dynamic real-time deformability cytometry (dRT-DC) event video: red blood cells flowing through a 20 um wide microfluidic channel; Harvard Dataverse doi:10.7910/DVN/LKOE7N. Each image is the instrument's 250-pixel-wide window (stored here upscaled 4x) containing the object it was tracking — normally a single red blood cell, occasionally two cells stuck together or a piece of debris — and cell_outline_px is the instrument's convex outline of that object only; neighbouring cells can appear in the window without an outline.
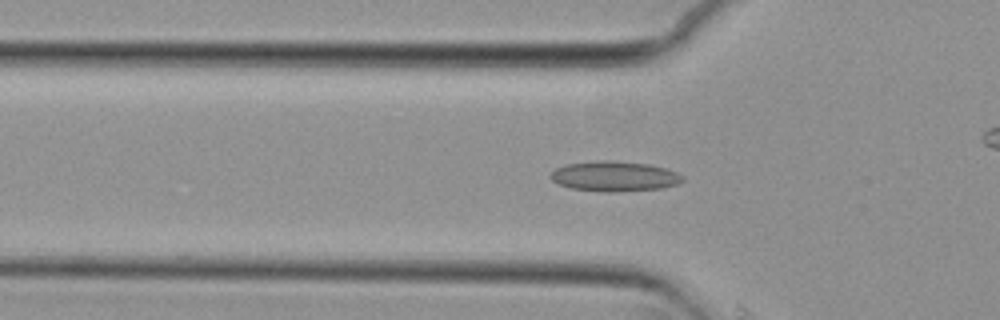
{"species": "common noctule bat (a hibernating species)", "species_latin": "Nyctalus noctula", "temperature_condition": "cold", "stored_images_in_passage": 5, "camera_frame_rate_fps": 3000, "um_per_image_px": 0.085, "animal": {"sex": "female", "body_mass_g": 29.2, "forearm_length_mm": 56.3}, "frame": {"image": 1, "passage_image": 3, "time_ms": 0.667, "image_size_px": [1000, 320], "cell_outline_px": [[684, 180], [676, 184], [660, 188], [616, 192], [604, 192], [572, 188], [560, 184], [552, 180], [548, 176], [556, 168], [564, 164], [596, 160], [612, 160], [648, 164], [664, 168], [676, 172], [684, 176]], "centroid_in_image_um": [52.2, 14.97], "position_along_channel_um": 73.6, "area_um2": 23.18}}